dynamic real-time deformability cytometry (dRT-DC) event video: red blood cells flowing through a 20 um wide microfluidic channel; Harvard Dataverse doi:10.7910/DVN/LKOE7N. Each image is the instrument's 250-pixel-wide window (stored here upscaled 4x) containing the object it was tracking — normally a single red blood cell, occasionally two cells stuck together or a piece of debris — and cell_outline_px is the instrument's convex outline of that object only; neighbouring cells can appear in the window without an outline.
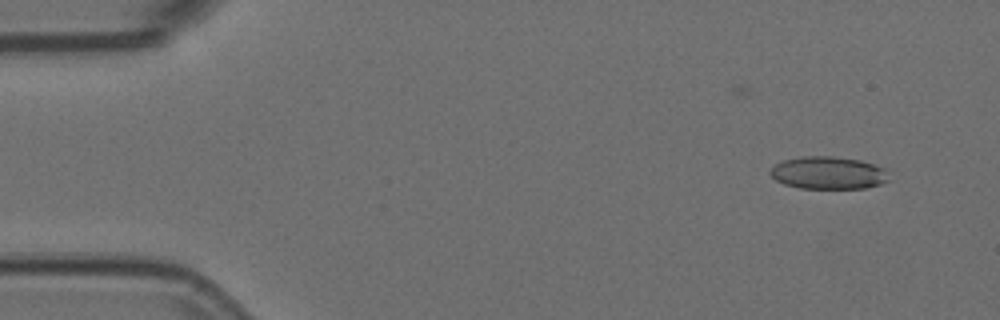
{"species": "Egyptian fruit bat (a non-hibernating species)", "species_latin": "Rousettus aegyptiacus", "temperature_condition": "room temperature", "stored_images_in_passage": 54, "camera_frame_rate_fps": 3000, "um_per_image_px": 0.085, "animal": {"sex": "female"}, "frame": {"image": 1, "passage_image": 4, "time_ms": 1.0, "image_size_px": [1000, 320], "cell_outline_px": [[892, 180], [880, 184], [864, 188], [800, 188], [784, 184], [776, 180], [768, 172], [776, 164], [784, 160], [804, 156], [832, 156], [860, 160], [884, 168], [888, 172]], "centroid_in_image_um": [70.44, 14.69], "position_along_channel_um": 14.6, "area_um2": 22.54}}
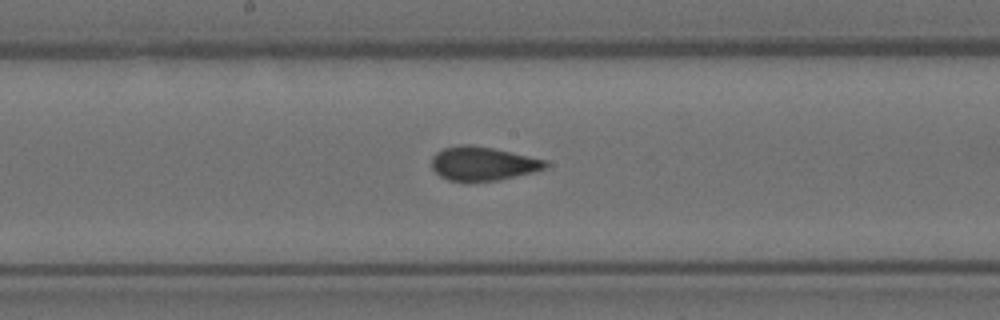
{"frame": {"image": 2, "passage_image": 28, "time_ms": 9.0, "image_size_px": [1000, 320], "cell_outline_px": [[548, 168], [500, 180], [448, 180], [440, 176], [432, 168], [432, 156], [436, 152], [444, 148], [460, 144], [472, 144], [492, 148], [548, 160]], "centroid_in_image_um": [41.05, 13.89], "position_along_channel_um": 207.1, "area_um2": 22.31}}
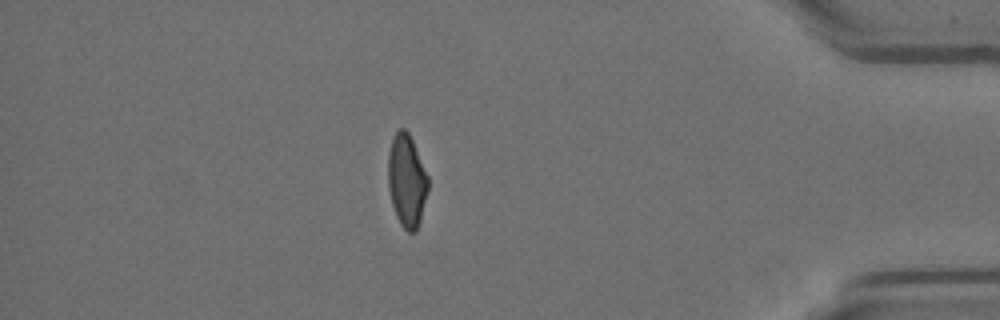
{"frame": {"image": 3, "passage_image": 47, "time_ms": 15.333, "image_size_px": [1000, 320], "cell_outline_px": [[428, 188], [420, 220], [416, 232], [408, 232], [400, 224], [396, 216], [392, 204], [388, 188], [388, 152], [392, 140], [396, 132], [400, 128], [404, 128], [408, 132], [412, 140], [428, 176]], "centroid_in_image_um": [34.56, 15.37], "position_along_channel_um": 400.6, "area_um2": 21.44}, "authors_computed_cell_mechanics": {"area_um2": 22.6287, "velocity_mm_per_s": 3.7147, "shape_relaxation_time_tau1_ms": null, "shape_relaxation_time_tau2_ms": 1.4613, "deformation_change_tau1": null, "deformation_change_tau2": 0.0567}}